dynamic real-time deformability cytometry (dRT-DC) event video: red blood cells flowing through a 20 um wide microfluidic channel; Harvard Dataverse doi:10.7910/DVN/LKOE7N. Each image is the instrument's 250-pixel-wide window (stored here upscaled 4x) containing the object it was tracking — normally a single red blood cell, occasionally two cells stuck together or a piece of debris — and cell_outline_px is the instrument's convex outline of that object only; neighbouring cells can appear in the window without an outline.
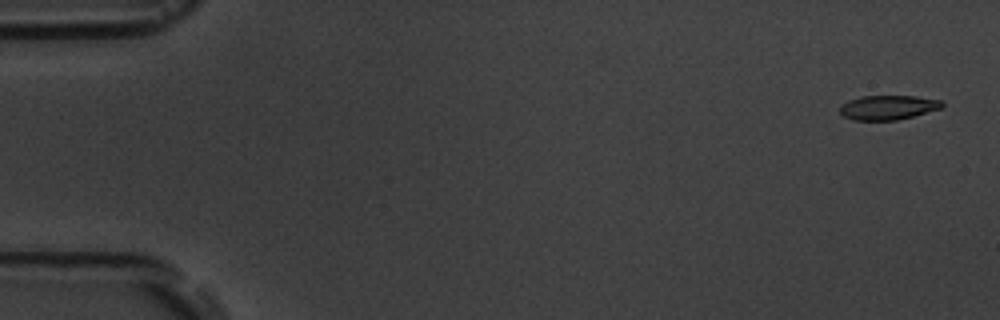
{"species": "common noctule bat (a hibernating species)", "species_latin": "Nyctalus noctula", "temperature_condition": "room temperature", "stored_images_in_passage": 5, "camera_frame_rate_fps": 3000, "um_per_image_px": 0.085, "animal": {"sex": "male", "body_mass_g": 19.5, "forearm_length_mm": 54.6}, "frame": {"image": 1, "passage_image": 1, "time_ms": 0.0, "image_size_px": [1000, 320], "cell_outline_px": [[944, 104], [940, 108], [912, 116], [896, 120], [852, 120], [844, 116], [840, 112], [840, 104], [848, 100], [860, 96], [916, 96], [944, 100]], "centroid_in_image_um": [75.46, 9.12], "position_along_channel_um": 9.5, "area_um2": 14.57}}
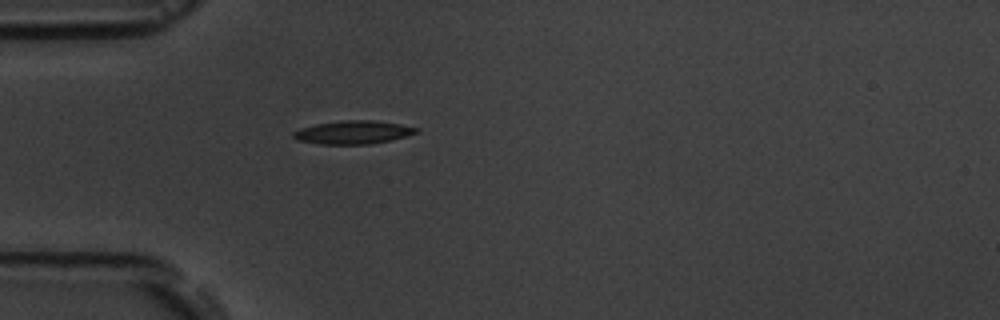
{"frame": {"image": 2, "passage_image": 5, "time_ms": 4.667, "image_size_px": [1000, 320], "cell_outline_px": [[420, 132], [392, 140], [372, 144], [320, 144], [296, 140], [292, 136], [292, 132], [300, 128], [316, 124], [344, 120], [372, 120], [400, 124], [420, 128]], "centroid_in_image_um": [30.03, 11.25], "position_along_channel_um": 55.0, "area_um2": 16.82}}